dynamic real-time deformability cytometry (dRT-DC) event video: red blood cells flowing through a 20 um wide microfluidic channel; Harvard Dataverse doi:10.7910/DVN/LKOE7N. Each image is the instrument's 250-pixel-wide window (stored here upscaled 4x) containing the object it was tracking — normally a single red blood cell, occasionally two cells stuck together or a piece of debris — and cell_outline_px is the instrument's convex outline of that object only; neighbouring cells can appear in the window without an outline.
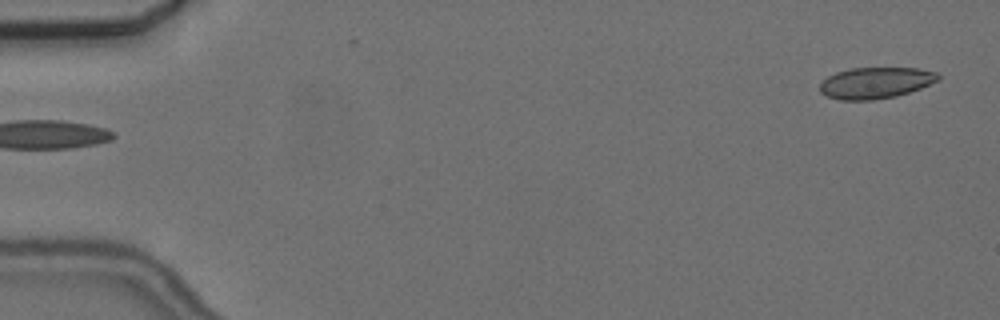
{"species": "common noctule bat (a hibernating species)", "species_latin": "Nyctalus noctula", "temperature_condition": "cold", "stored_images_in_passage": 2, "segment_of_instrument_passage": [2, 2], "camera_frame_rate_fps": 3000, "um_per_image_px": 0.085, "animal": {"sex": "female", "body_mass_g": 24.6, "forearm_length_mm": 56.2}, "frame": {"image": 1, "passage_image": 2, "time_ms": 1.333, "image_size_px": [1000, 320], "cell_outline_px": [[940, 80], [920, 88], [896, 96], [872, 100], [840, 100], [828, 96], [820, 92], [820, 84], [828, 76], [836, 72], [848, 68], [916, 68], [936, 72], [940, 76]], "centroid_in_image_um": [74.42, 7.04], "position_along_channel_um": 10.6, "area_um2": 21.5}}